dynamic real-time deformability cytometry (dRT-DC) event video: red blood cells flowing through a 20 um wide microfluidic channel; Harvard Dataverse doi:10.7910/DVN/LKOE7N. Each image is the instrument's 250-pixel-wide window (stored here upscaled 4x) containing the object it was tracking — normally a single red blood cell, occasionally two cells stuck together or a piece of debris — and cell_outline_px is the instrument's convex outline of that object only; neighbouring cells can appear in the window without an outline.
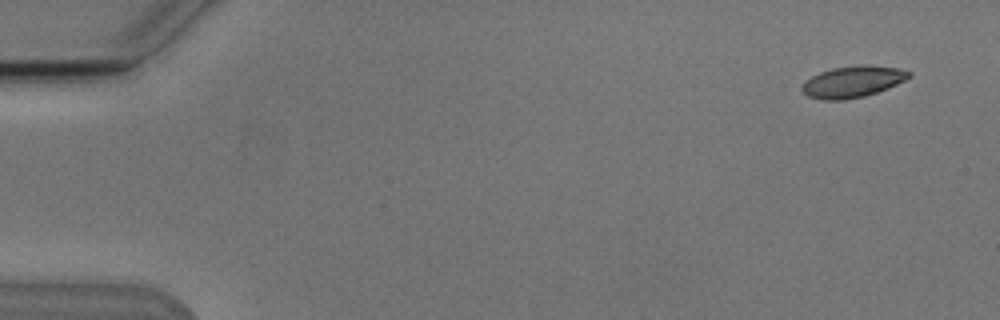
{"species": "Egyptian fruit bat (a non-hibernating species)", "species_latin": "Rousettus aegyptiacus", "temperature_condition": "cold", "stored_images_in_passage": 4, "camera_frame_rate_fps": 3000, "um_per_image_px": 0.085, "animal": {"sex": "male"}, "frame": {"image": 1, "passage_image": 1, "time_ms": 0.0, "image_size_px": [1000, 320], "cell_outline_px": [[912, 76], [888, 88], [864, 96], [844, 100], [820, 100], [808, 96], [800, 88], [812, 76], [820, 72], [832, 68], [860, 64], [868, 64], [900, 68], [912, 72]], "centroid_in_image_um": [72.51, 6.93], "position_along_channel_um": 12.5, "area_um2": 19.65}}
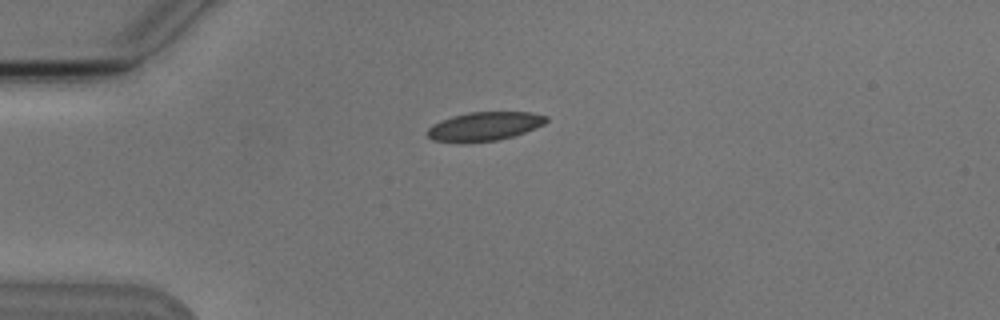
{"frame": {"image": 2, "passage_image": 4, "time_ms": 3.667, "image_size_px": [1000, 320], "cell_outline_px": [[548, 120], [544, 124], [524, 132], [512, 136], [496, 140], [432, 140], [424, 132], [432, 124], [452, 116], [468, 112], [532, 112], [548, 116]], "centroid_in_image_um": [41.2, 10.69], "position_along_channel_um": 43.8, "area_um2": 19.31}}